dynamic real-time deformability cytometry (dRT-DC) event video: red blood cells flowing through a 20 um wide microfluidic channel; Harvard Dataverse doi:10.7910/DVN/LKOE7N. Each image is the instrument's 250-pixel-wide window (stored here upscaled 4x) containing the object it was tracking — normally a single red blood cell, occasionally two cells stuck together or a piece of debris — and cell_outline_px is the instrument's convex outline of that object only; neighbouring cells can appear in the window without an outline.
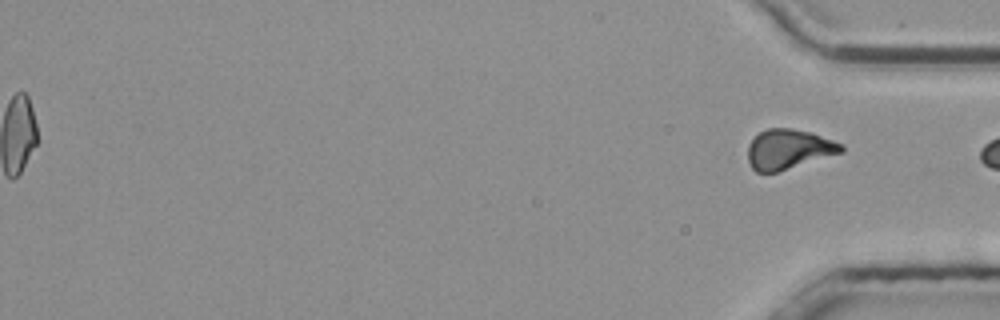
{"species": "common noctule bat (a hibernating species)", "species_latin": "Nyctalus noctula", "temperature_condition": "room temperature", "stored_images_in_passage": 56, "segment_of_instrument_passage": [2, 2], "camera_frame_rate_fps": 3000, "um_per_image_px": 0.085, "animal": {"sex": "male", "body_mass_g": 20.4}, "frame": {"image": 1, "passage_image": 56, "time_ms": 18.333, "image_size_px": [1000, 320], "cell_outline_px": [[844, 152], [776, 172], [756, 172], [752, 168], [748, 160], [748, 144], [760, 132], [768, 128], [792, 128], [812, 132], [844, 144]], "centroid_in_image_um": [67.06, 12.67], "position_along_channel_um": 368.1, "area_um2": 21.73}}